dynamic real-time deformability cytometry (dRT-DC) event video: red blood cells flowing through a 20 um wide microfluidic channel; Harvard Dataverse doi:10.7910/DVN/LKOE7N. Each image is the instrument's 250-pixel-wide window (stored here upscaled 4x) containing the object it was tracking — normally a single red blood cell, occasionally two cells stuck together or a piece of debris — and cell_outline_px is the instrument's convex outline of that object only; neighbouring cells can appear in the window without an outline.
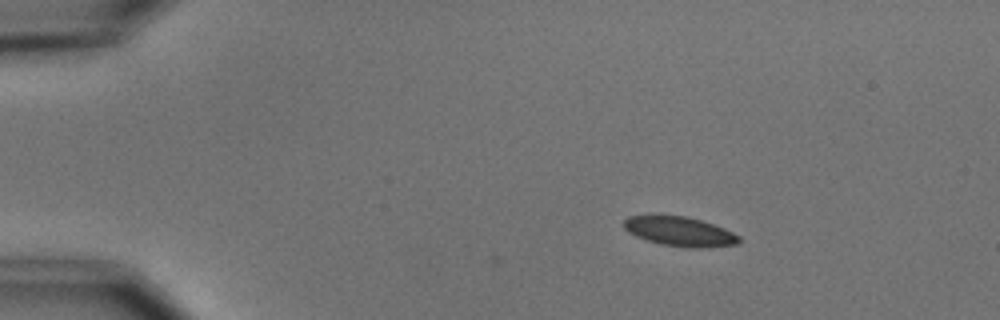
{"species": "common noctule bat (a hibernating species)", "species_latin": "Nyctalus noctula", "temperature_condition": "cold", "stored_images_in_passage": 6, "camera_frame_rate_fps": 3000, "um_per_image_px": 0.085, "animal": {"sex": "male", "body_mass_g": 15.6}, "frame": {"image": 1, "passage_image": 3, "time_ms": 2.333, "image_size_px": [1000, 320], "cell_outline_px": [[740, 240], [736, 244], [700, 248], [688, 248], [660, 244], [636, 236], [628, 232], [624, 228], [624, 220], [628, 216], [684, 216], [700, 220], [724, 228], [740, 236]], "centroid_in_image_um": [57.78, 19.69], "position_along_channel_um": 27.2, "area_um2": 19.48}}
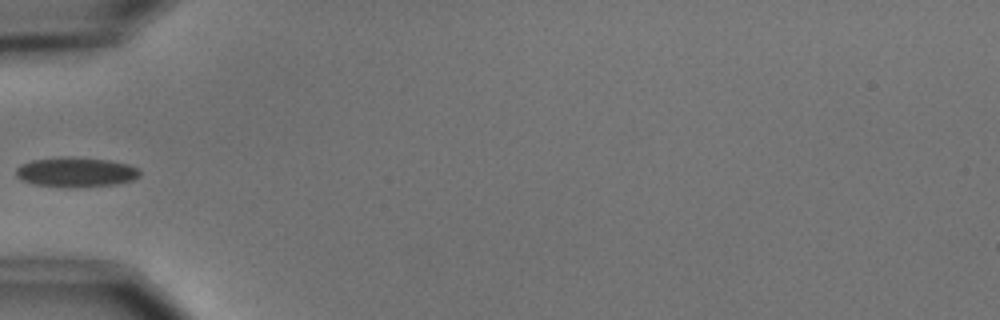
{"frame": {"image": 2, "passage_image": 6, "time_ms": 5.667, "image_size_px": [1000, 320], "cell_outline_px": [[140, 176], [132, 180], [116, 184], [64, 188], [32, 184], [20, 180], [16, 176], [16, 168], [20, 164], [32, 160], [60, 156], [72, 156], [108, 160], [128, 164], [140, 168]], "centroid_in_image_um": [6.42, 14.62], "position_along_channel_um": 78.6, "area_um2": 21.91}}